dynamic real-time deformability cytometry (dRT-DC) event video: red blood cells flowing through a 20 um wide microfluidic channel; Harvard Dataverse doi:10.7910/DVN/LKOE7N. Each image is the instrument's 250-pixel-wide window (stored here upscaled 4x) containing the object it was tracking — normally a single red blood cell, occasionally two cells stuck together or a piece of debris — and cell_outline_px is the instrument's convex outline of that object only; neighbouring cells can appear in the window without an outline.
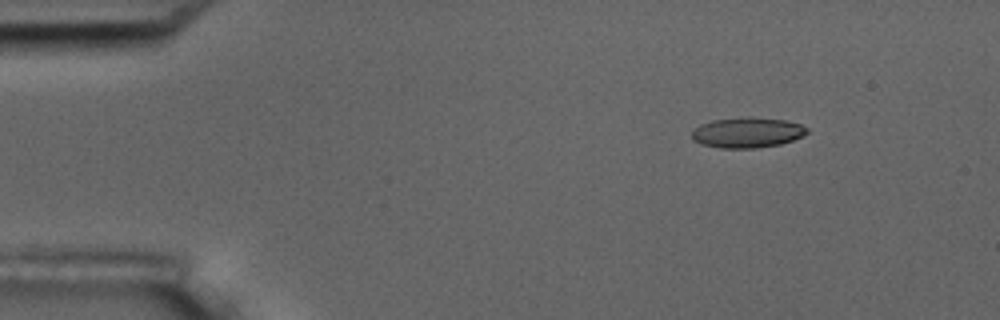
{"species": "common noctule bat (a hibernating species)", "species_latin": "Nyctalus noctula", "temperature_condition": "room temperature", "stored_images_in_passage": 3, "camera_frame_rate_fps": 3000, "um_per_image_px": 0.085, "animal": {"sex": "male", "body_mass_g": 17.5, "forearm_length_mm": 52.3}, "frame": {"image": 1, "passage_image": 2, "time_ms": 2.333, "image_size_px": [1000, 320], "cell_outline_px": [[808, 132], [804, 136], [780, 144], [756, 148], [720, 148], [700, 144], [692, 140], [692, 128], [700, 124], [712, 120], [748, 116], [752, 116], [784, 120], [800, 124], [808, 128]], "centroid_in_image_um": [63.49, 11.26], "position_along_channel_um": 21.5, "area_um2": 20.69}}